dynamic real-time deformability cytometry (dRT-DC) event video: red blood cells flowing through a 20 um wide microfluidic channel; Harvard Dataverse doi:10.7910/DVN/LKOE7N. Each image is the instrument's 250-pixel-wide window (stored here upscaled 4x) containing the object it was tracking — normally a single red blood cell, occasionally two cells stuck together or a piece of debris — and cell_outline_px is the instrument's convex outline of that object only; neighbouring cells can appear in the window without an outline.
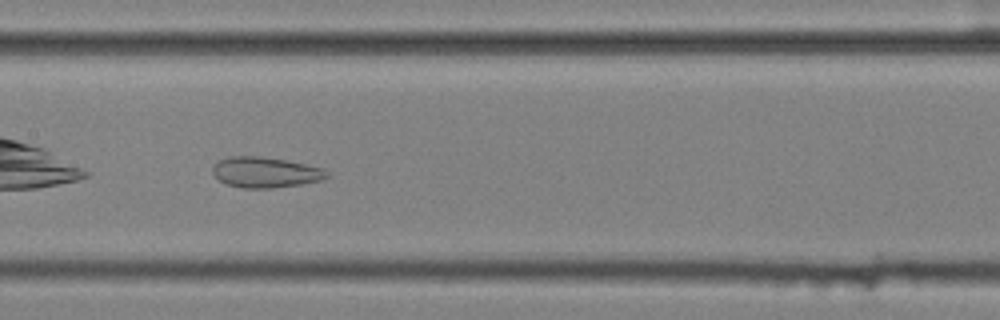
{"species": "common noctule bat (a hibernating species)", "species_latin": "Nyctalus noctula", "temperature_condition": "cold", "stored_images_in_passage": 37, "camera_frame_rate_fps": 3000, "um_per_image_px": 0.085, "animal": {"sex": "female", "body_mass_g": 25.1}, "frame": {"image": 1, "passage_image": 11, "time_ms": 3.333, "image_size_px": [1000, 320], "cell_outline_px": [[328, 176], [324, 180], [300, 184], [272, 188], [244, 188], [224, 184], [212, 172], [212, 168], [220, 160], [228, 156], [256, 156], [284, 160], [324, 168], [328, 172]], "centroid_in_image_um": [22.56, 14.65], "position_along_channel_um": 184.8, "area_um2": 20.23}, "authors_computed_cell_mechanics": {"area_um2": 23.4668, "velocity_mm_per_s": 3.5321, "shape_relaxation_time_tau1_ms": null, "shape_relaxation_time_tau2_ms": 1.7292, "deformation_change_tau1": null, "deformation_change_tau2": 0.0865}}